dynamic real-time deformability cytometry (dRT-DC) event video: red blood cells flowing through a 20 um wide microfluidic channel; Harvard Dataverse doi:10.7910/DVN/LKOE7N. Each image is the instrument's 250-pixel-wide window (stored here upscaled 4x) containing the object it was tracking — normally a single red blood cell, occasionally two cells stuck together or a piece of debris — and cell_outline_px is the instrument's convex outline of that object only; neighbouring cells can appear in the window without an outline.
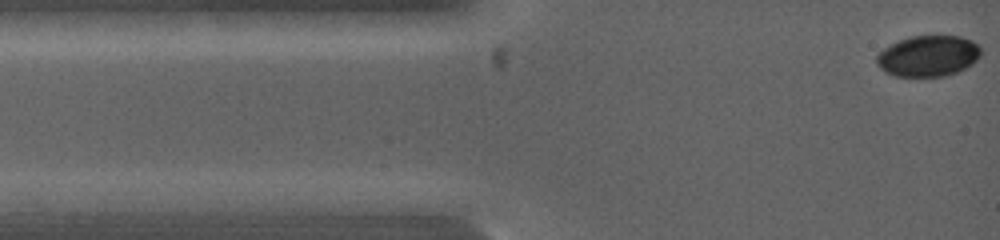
{"species": "common noctule bat (a hibernating species)", "species_latin": "Nyctalus noctula", "temperature_condition": "warm", "stored_images_in_passage": 74, "camera_frame_rate_fps": 5000, "um_per_image_px": 0.085, "animal": {"sex": "female", "body_mass_g": 19.0, "forearm_length_mm": 53.3}, "frame": {"image": 1, "passage_image": 1, "time_ms": 0.0, "image_size_px": [1000, 240], "cell_outline_px": [[980, 56], [972, 64], [956, 72], [944, 76], [896, 76], [884, 72], [876, 64], [876, 56], [884, 48], [900, 40], [912, 36], [960, 36], [972, 40], [980, 48]], "centroid_in_image_um": [78.88, 4.76], "position_along_channel_um": 6.1, "area_um2": 24.74}}
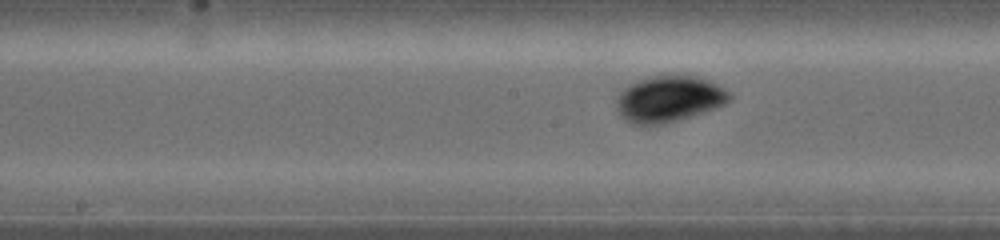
{"frame": {"image": 2, "passage_image": 34, "time_ms": 6.0, "image_size_px": [1000, 240], "cell_outline_px": [[732, 96], [724, 104], [716, 108], [680, 120], [660, 124], [632, 124], [624, 120], [620, 116], [616, 108], [616, 96], [624, 88], [648, 76], [696, 76], [708, 80], [716, 84], [728, 92]], "centroid_in_image_um": [56.83, 8.43], "position_along_channel_um": 191.4, "area_um2": 30.23}}
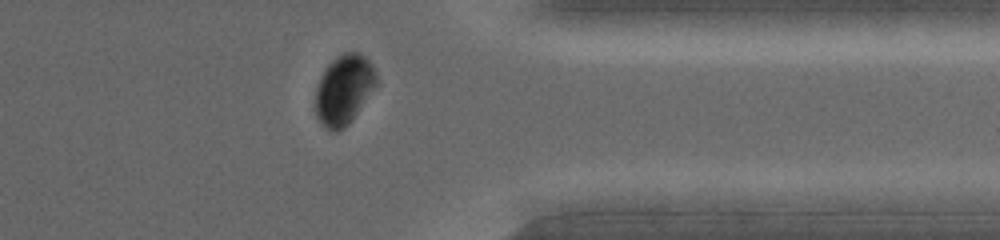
{"frame": {"image": 3, "passage_image": 67, "time_ms": 11.0, "image_size_px": [1000, 240], "cell_outline_px": [[376, 84], [352, 120], [344, 128], [336, 132], [332, 132], [316, 120], [316, 92], [320, 80], [328, 64], [336, 56], [344, 52], [360, 52], [372, 64], [376, 72]], "centroid_in_image_um": [29.23, 7.63], "position_along_channel_um": 382.2, "area_um2": 24.51}, "authors_computed_cell_mechanics": {"area_um2": 28.2642, "velocity_mm_per_s": 3.9563, "shape_relaxation_time_tau1_ms": 1.6058, "shape_relaxation_time_tau2_ms": 1.4523, "deformation_change_tau1": 0.088, "deformation_change_tau2": 0.0292}}